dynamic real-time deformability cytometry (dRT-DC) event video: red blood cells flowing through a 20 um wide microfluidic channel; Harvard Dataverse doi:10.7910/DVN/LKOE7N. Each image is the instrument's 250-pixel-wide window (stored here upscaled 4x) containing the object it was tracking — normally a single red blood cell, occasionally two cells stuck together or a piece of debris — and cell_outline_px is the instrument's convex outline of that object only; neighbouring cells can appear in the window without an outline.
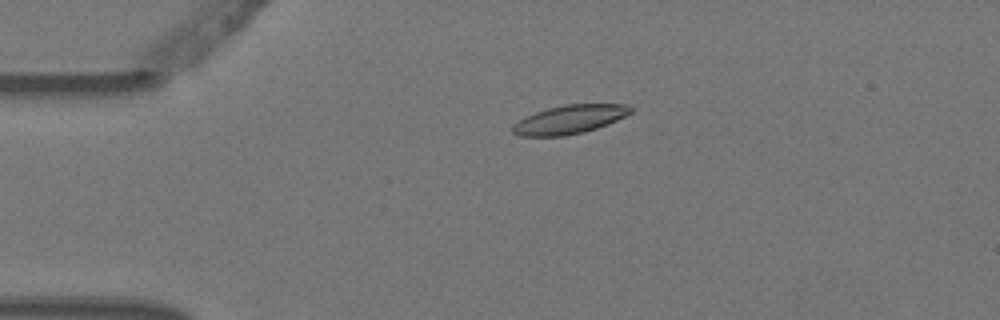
{"species": "Egyptian fruit bat (a non-hibernating species)", "species_latin": "Rousettus aegyptiacus", "temperature_condition": "warm", "stored_images_in_passage": 4, "camera_frame_rate_fps": 3000, "um_per_image_px": 0.085, "animal": {"sex": "female"}, "frame": {"image": 1, "passage_image": 3, "time_ms": 0.667, "image_size_px": [1000, 320], "cell_outline_px": [[632, 112], [608, 124], [584, 132], [564, 136], [520, 136], [512, 132], [512, 128], [520, 120], [536, 112], [548, 108], [564, 104], [624, 104], [632, 108]], "centroid_in_image_um": [48.43, 10.15], "position_along_channel_um": 36.6, "area_um2": 19.42}}